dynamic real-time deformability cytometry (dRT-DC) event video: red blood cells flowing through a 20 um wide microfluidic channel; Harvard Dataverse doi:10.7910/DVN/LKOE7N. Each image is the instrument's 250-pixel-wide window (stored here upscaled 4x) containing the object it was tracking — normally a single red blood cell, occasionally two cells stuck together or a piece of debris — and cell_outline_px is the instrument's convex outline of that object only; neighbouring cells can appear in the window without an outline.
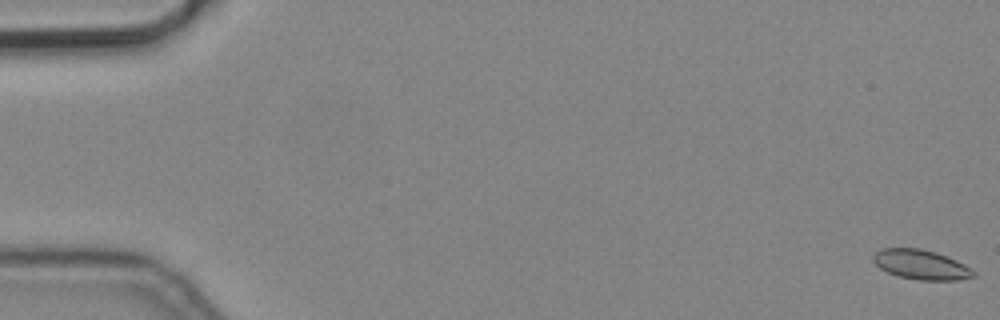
{"species": "common noctule bat (a hibernating species)", "species_latin": "Nyctalus noctula", "temperature_condition": "cold", "stored_images_in_passage": 5, "camera_frame_rate_fps": 3000, "um_per_image_px": 0.085, "animal": {"sex": "male", "body_mass_g": 19.2, "forearm_length_mm": 51.8}, "frame": {"image": 1, "passage_image": 1, "time_ms": 0.0, "image_size_px": [1000, 320], "cell_outline_px": [[976, 276], [960, 280], [920, 280], [900, 276], [888, 272], [880, 268], [872, 260], [872, 256], [880, 248], [920, 248], [936, 252], [956, 260], [972, 268], [976, 272]], "centroid_in_image_um": [78.31, 22.49], "position_along_channel_um": 6.7, "area_um2": 17.4}}
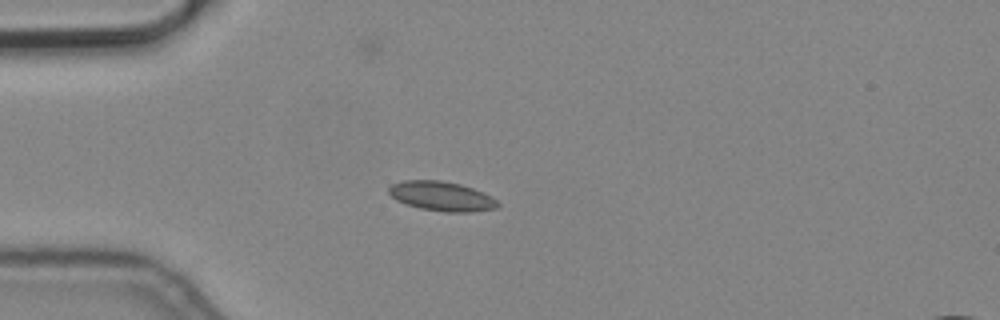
{"frame": {"image": 2, "passage_image": 5, "time_ms": 1.333, "image_size_px": [1000, 320], "cell_outline_px": [[500, 204], [496, 208], [472, 212], [444, 212], [420, 208], [396, 200], [388, 192], [388, 188], [392, 184], [404, 180], [440, 180], [460, 184], [484, 192], [492, 196]], "centroid_in_image_um": [37.55, 16.68], "position_along_channel_um": 47.4, "area_um2": 18.73}}